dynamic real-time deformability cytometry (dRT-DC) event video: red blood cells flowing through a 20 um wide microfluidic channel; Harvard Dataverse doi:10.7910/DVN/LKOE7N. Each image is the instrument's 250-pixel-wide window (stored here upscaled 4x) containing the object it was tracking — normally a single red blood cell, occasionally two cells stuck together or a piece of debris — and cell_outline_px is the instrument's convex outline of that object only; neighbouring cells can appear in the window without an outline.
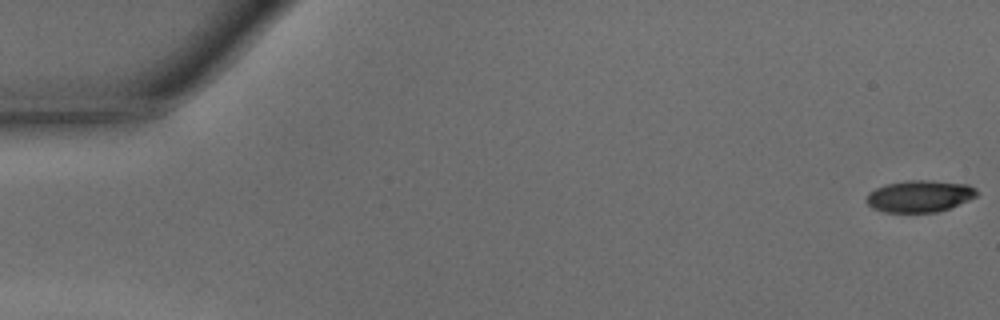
{"species": "common noctule bat (a hibernating species)", "species_latin": "Nyctalus noctula", "temperature_condition": "warm", "stored_images_in_passage": 47, "camera_frame_rate_fps": 3000, "um_per_image_px": 0.085, "animal": {"sex": "male", "body_mass_g": 15.6}, "frame": {"image": 1, "passage_image": 1, "time_ms": 0.0, "image_size_px": [1000, 320], "cell_outline_px": [[980, 192], [976, 196], [968, 200], [948, 208], [936, 212], [884, 212], [872, 208], [868, 204], [868, 192], [876, 188], [888, 184], [908, 180], [932, 180], [968, 184], [976, 188]], "centroid_in_image_um": [78.2, 16.66], "position_along_channel_um": 6.8, "area_um2": 20.35}}
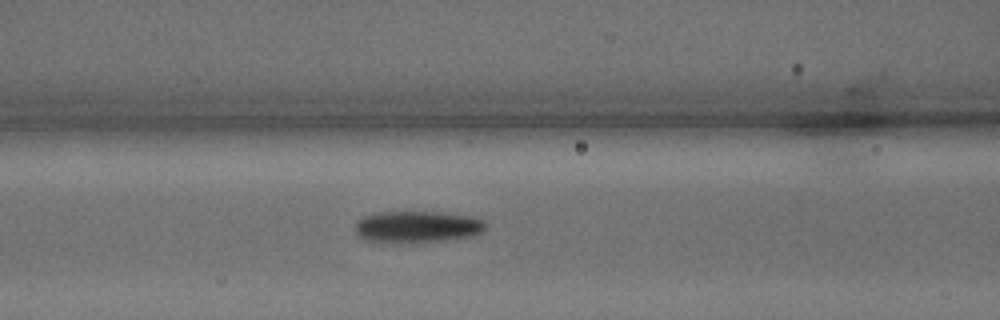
{"frame": {"image": 2, "passage_image": 20, "time_ms": 6.333, "image_size_px": [1000, 320], "cell_outline_px": [[484, 228], [480, 232], [472, 236], [444, 240], [404, 244], [380, 244], [364, 240], [356, 232], [356, 224], [364, 216], [380, 212], [440, 212], [472, 216], [484, 220]], "centroid_in_image_um": [35.42, 19.31], "position_along_channel_um": 131.2, "area_um2": 24.45}}
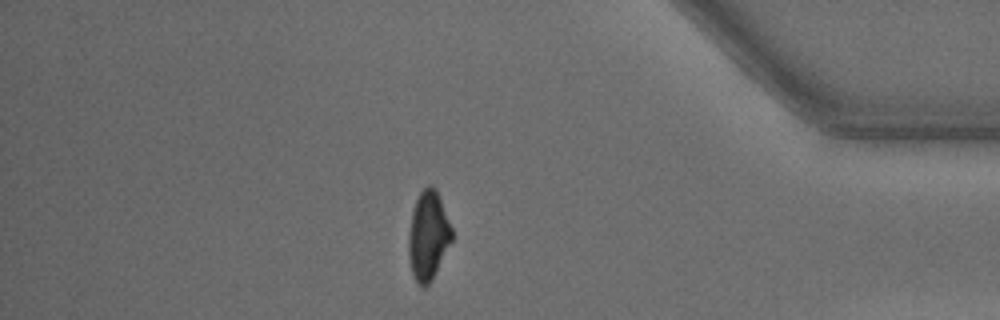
{"frame": {"image": 3, "passage_image": 41, "time_ms": 13.333, "image_size_px": [1000, 320], "cell_outline_px": [[452, 240], [432, 280], [424, 288], [420, 288], [416, 284], [412, 272], [408, 256], [408, 232], [412, 212], [416, 200], [420, 192], [428, 184], [432, 184], [436, 188], [452, 228]], "centroid_in_image_um": [36.38, 20.04], "position_along_channel_um": 398.8, "area_um2": 22.6}, "authors_computed_cell_mechanics": {"area_um2": 22.7732, "velocity_mm_per_s": 4.3003, "shape_relaxation_time_tau1_ms": 2.219, "shape_relaxation_time_tau2_ms": 3.8534, "deformation_change_tau1": 0.1274, "deformation_change_tau2": 0.1169}}